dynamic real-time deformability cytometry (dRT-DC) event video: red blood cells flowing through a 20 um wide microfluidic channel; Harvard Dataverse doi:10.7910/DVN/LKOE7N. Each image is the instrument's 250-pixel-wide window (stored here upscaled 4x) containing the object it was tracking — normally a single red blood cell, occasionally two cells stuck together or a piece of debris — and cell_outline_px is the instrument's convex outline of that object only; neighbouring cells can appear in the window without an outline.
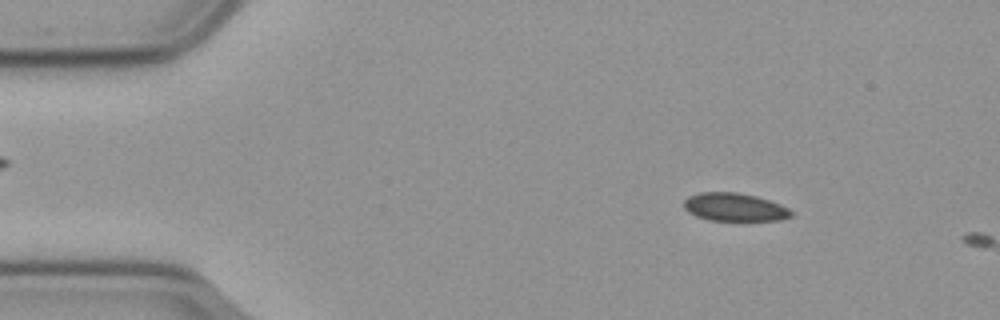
{"species": "common noctule bat (a hibernating species)", "species_latin": "Nyctalus noctula", "temperature_condition": "cold", "stored_images_in_passage": 6, "camera_frame_rate_fps": 3000, "um_per_image_px": 0.085, "animal": {"sex": "male", "body_mass_g": 23.1, "forearm_length_mm": 52.7}, "frame": {"image": 1, "passage_image": 5, "time_ms": 1.333, "image_size_px": [1000, 320], "cell_outline_px": [[792, 216], [780, 220], [708, 220], [696, 216], [688, 212], [684, 208], [684, 200], [688, 196], [700, 192], [736, 192], [756, 196], [780, 204], [788, 208], [792, 212]], "centroid_in_image_um": [62.41, 17.6], "position_along_channel_um": 22.6, "area_um2": 17.51}}